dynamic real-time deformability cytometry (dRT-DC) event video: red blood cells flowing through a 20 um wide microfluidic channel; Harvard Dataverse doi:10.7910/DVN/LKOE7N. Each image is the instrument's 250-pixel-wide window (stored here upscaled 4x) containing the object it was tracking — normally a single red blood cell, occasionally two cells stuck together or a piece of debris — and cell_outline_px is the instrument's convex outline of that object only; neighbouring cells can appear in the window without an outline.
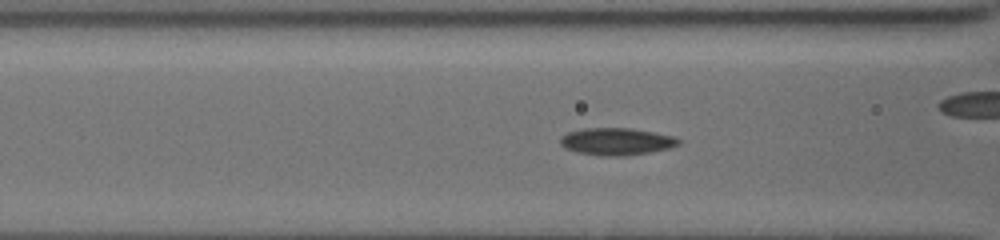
{"species": "common noctule bat (a hibernating species)", "species_latin": "Nyctalus noctula", "temperature_condition": "cold", "stored_images_in_passage": 24, "camera_frame_rate_fps": 3000, "um_per_image_px": 0.085, "animal": {"sex": "female", "body_mass_g": 19.5, "forearm_length_mm": 54.1}, "frame": {"image": 1, "passage_image": 20, "time_ms": 5.667, "image_size_px": [1000, 240], "cell_outline_px": [[680, 144], [672, 148], [624, 156], [604, 156], [576, 152], [564, 148], [560, 144], [560, 136], [568, 132], [584, 128], [632, 128], [676, 136], [680, 140]], "centroid_in_image_um": [52.41, 12.02], "position_along_channel_um": 114.2, "area_um2": 18.96}}